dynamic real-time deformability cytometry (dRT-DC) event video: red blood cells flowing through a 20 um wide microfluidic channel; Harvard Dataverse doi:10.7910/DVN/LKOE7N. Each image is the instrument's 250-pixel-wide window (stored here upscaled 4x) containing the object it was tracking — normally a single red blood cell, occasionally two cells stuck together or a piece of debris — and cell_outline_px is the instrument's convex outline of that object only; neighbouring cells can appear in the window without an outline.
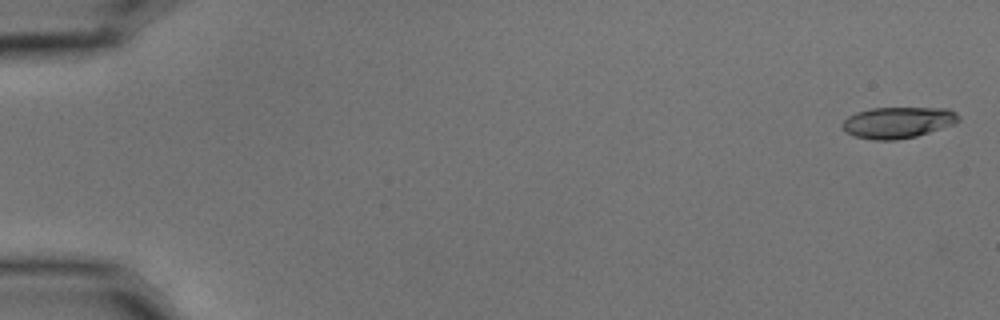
{"species": "common noctule bat (a hibernating species)", "species_latin": "Nyctalus noctula", "temperature_condition": "cold", "stored_images_in_passage": 8, "camera_frame_rate_fps": 3000, "um_per_image_px": 0.085, "animal": {"sex": "male", "body_mass_g": 15.6}, "frame": {"image": 1, "passage_image": 1, "time_ms": 0.0, "image_size_px": [1000, 320], "cell_outline_px": [[960, 120], [956, 124], [916, 136], [896, 140], [872, 140], [856, 136], [848, 132], [840, 124], [848, 116], [856, 112], [872, 108], [948, 108], [956, 112], [960, 116]], "centroid_in_image_um": [76.36, 10.4], "position_along_channel_um": 8.6, "area_um2": 21.21}}
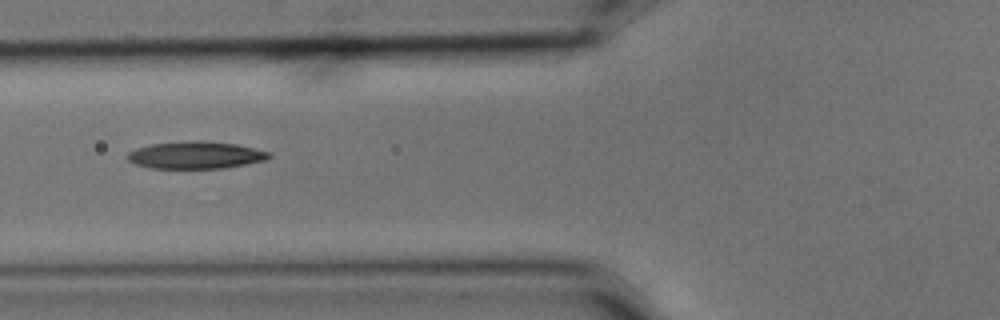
{"frame": {"image": 2, "passage_image": 7, "time_ms": 2.0, "image_size_px": [1000, 320], "cell_outline_px": [[272, 156], [268, 160], [224, 168], [152, 168], [136, 164], [128, 160], [124, 156], [128, 152], [136, 148], [152, 144], [192, 140], [200, 140], [236, 144], [272, 152]], "centroid_in_image_um": [16.66, 13.18], "position_along_channel_um": 109.1, "area_um2": 22.66}}
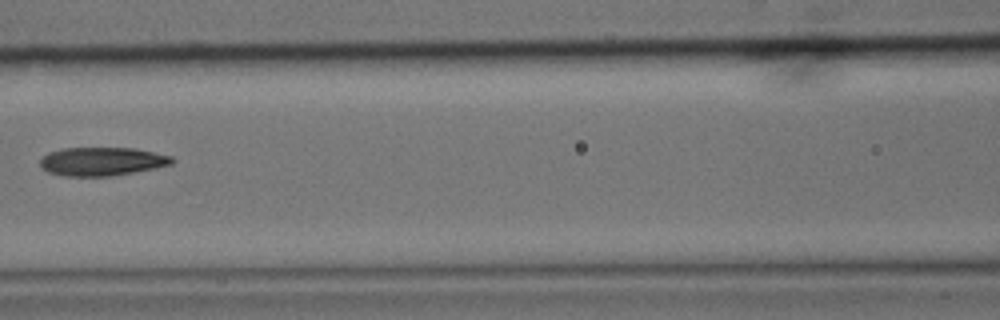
{"frame": {"image": 3, "passage_image": 8, "time_ms": 2.333, "image_size_px": [1000, 320], "cell_outline_px": [[176, 160], [172, 164], [132, 172], [108, 176], [64, 176], [48, 172], [40, 168], [40, 160], [48, 152], [60, 148], [132, 148], [172, 156]], "centroid_in_image_um": [8.62, 13.72], "position_along_channel_um": 158.0, "area_um2": 21.79}}